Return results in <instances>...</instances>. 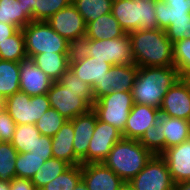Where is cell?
I'll use <instances>...</instances> for the list:
<instances>
[{"label":"cell","instance_id":"5bb4252c","mask_svg":"<svg viewBox=\"0 0 190 190\" xmlns=\"http://www.w3.org/2000/svg\"><path fill=\"white\" fill-rule=\"evenodd\" d=\"M112 66L103 60L84 55L77 47L74 48L70 59L72 72L81 81L89 84L92 90L100 84Z\"/></svg>","mask_w":190,"mask_h":190},{"label":"cell","instance_id":"74e56055","mask_svg":"<svg viewBox=\"0 0 190 190\" xmlns=\"http://www.w3.org/2000/svg\"><path fill=\"white\" fill-rule=\"evenodd\" d=\"M173 59L180 77L190 73V39H181L173 43Z\"/></svg>","mask_w":190,"mask_h":190},{"label":"cell","instance_id":"6da1fadb","mask_svg":"<svg viewBox=\"0 0 190 190\" xmlns=\"http://www.w3.org/2000/svg\"><path fill=\"white\" fill-rule=\"evenodd\" d=\"M134 64L138 67L174 66L173 43L163 29H138L129 33Z\"/></svg>","mask_w":190,"mask_h":190},{"label":"cell","instance_id":"4fadbf2b","mask_svg":"<svg viewBox=\"0 0 190 190\" xmlns=\"http://www.w3.org/2000/svg\"><path fill=\"white\" fill-rule=\"evenodd\" d=\"M122 138V133L114 126L97 119L87 151V164L102 163L112 147Z\"/></svg>","mask_w":190,"mask_h":190},{"label":"cell","instance_id":"4316f807","mask_svg":"<svg viewBox=\"0 0 190 190\" xmlns=\"http://www.w3.org/2000/svg\"><path fill=\"white\" fill-rule=\"evenodd\" d=\"M32 20L24 13L23 5L18 0H0V22L23 29Z\"/></svg>","mask_w":190,"mask_h":190},{"label":"cell","instance_id":"4dcf8cb0","mask_svg":"<svg viewBox=\"0 0 190 190\" xmlns=\"http://www.w3.org/2000/svg\"><path fill=\"white\" fill-rule=\"evenodd\" d=\"M51 158L53 156H37L30 152L18 153L15 162L16 177L32 179L45 161Z\"/></svg>","mask_w":190,"mask_h":190},{"label":"cell","instance_id":"f35d334b","mask_svg":"<svg viewBox=\"0 0 190 190\" xmlns=\"http://www.w3.org/2000/svg\"><path fill=\"white\" fill-rule=\"evenodd\" d=\"M59 82L73 91H81L92 103H94L93 90L89 84L81 81L69 68L60 78Z\"/></svg>","mask_w":190,"mask_h":190},{"label":"cell","instance_id":"f6af8a7d","mask_svg":"<svg viewBox=\"0 0 190 190\" xmlns=\"http://www.w3.org/2000/svg\"><path fill=\"white\" fill-rule=\"evenodd\" d=\"M24 8V13L33 21V11L35 10V0H18Z\"/></svg>","mask_w":190,"mask_h":190},{"label":"cell","instance_id":"f546056e","mask_svg":"<svg viewBox=\"0 0 190 190\" xmlns=\"http://www.w3.org/2000/svg\"><path fill=\"white\" fill-rule=\"evenodd\" d=\"M70 165L60 159L51 158L45 161L42 167L33 175L31 181L37 190L54 180L57 176L67 170Z\"/></svg>","mask_w":190,"mask_h":190},{"label":"cell","instance_id":"3957f363","mask_svg":"<svg viewBox=\"0 0 190 190\" xmlns=\"http://www.w3.org/2000/svg\"><path fill=\"white\" fill-rule=\"evenodd\" d=\"M153 156L138 140L122 137L102 163L124 182H130Z\"/></svg>","mask_w":190,"mask_h":190},{"label":"cell","instance_id":"60d3db41","mask_svg":"<svg viewBox=\"0 0 190 190\" xmlns=\"http://www.w3.org/2000/svg\"><path fill=\"white\" fill-rule=\"evenodd\" d=\"M16 125L9 113L3 108L0 111V141L10 142L13 138Z\"/></svg>","mask_w":190,"mask_h":190},{"label":"cell","instance_id":"9a60e30c","mask_svg":"<svg viewBox=\"0 0 190 190\" xmlns=\"http://www.w3.org/2000/svg\"><path fill=\"white\" fill-rule=\"evenodd\" d=\"M159 111L160 115L190 121V90L182 78L166 92Z\"/></svg>","mask_w":190,"mask_h":190},{"label":"cell","instance_id":"30bf717a","mask_svg":"<svg viewBox=\"0 0 190 190\" xmlns=\"http://www.w3.org/2000/svg\"><path fill=\"white\" fill-rule=\"evenodd\" d=\"M129 184L134 190H174L170 171L160 155H154Z\"/></svg>","mask_w":190,"mask_h":190},{"label":"cell","instance_id":"7c38bea8","mask_svg":"<svg viewBox=\"0 0 190 190\" xmlns=\"http://www.w3.org/2000/svg\"><path fill=\"white\" fill-rule=\"evenodd\" d=\"M138 68L135 64L113 65L100 84L93 89L94 101L113 91L132 92Z\"/></svg>","mask_w":190,"mask_h":190},{"label":"cell","instance_id":"cb8c5ba5","mask_svg":"<svg viewBox=\"0 0 190 190\" xmlns=\"http://www.w3.org/2000/svg\"><path fill=\"white\" fill-rule=\"evenodd\" d=\"M72 54L42 53L35 55L32 60L53 82L70 68Z\"/></svg>","mask_w":190,"mask_h":190},{"label":"cell","instance_id":"ba28073f","mask_svg":"<svg viewBox=\"0 0 190 190\" xmlns=\"http://www.w3.org/2000/svg\"><path fill=\"white\" fill-rule=\"evenodd\" d=\"M133 105L132 92L113 91L94 101L92 110L100 121L114 126L123 133Z\"/></svg>","mask_w":190,"mask_h":190},{"label":"cell","instance_id":"ac0fdd59","mask_svg":"<svg viewBox=\"0 0 190 190\" xmlns=\"http://www.w3.org/2000/svg\"><path fill=\"white\" fill-rule=\"evenodd\" d=\"M20 91L29 96L47 94L53 81L35 64L31 58L19 62Z\"/></svg>","mask_w":190,"mask_h":190},{"label":"cell","instance_id":"bcb514c9","mask_svg":"<svg viewBox=\"0 0 190 190\" xmlns=\"http://www.w3.org/2000/svg\"><path fill=\"white\" fill-rule=\"evenodd\" d=\"M174 190H190V181L174 184Z\"/></svg>","mask_w":190,"mask_h":190},{"label":"cell","instance_id":"ffe728a7","mask_svg":"<svg viewBox=\"0 0 190 190\" xmlns=\"http://www.w3.org/2000/svg\"><path fill=\"white\" fill-rule=\"evenodd\" d=\"M97 114L91 109L88 113L78 115L70 120L73 123V149L81 165L87 164V151L96 126Z\"/></svg>","mask_w":190,"mask_h":190},{"label":"cell","instance_id":"e575fe53","mask_svg":"<svg viewBox=\"0 0 190 190\" xmlns=\"http://www.w3.org/2000/svg\"><path fill=\"white\" fill-rule=\"evenodd\" d=\"M146 149L154 155H160L165 150V136L161 128V121L149 127L138 140Z\"/></svg>","mask_w":190,"mask_h":190},{"label":"cell","instance_id":"8d00e7d4","mask_svg":"<svg viewBox=\"0 0 190 190\" xmlns=\"http://www.w3.org/2000/svg\"><path fill=\"white\" fill-rule=\"evenodd\" d=\"M72 4V0H35L33 21H47L59 10Z\"/></svg>","mask_w":190,"mask_h":190},{"label":"cell","instance_id":"ee69618b","mask_svg":"<svg viewBox=\"0 0 190 190\" xmlns=\"http://www.w3.org/2000/svg\"><path fill=\"white\" fill-rule=\"evenodd\" d=\"M19 28L0 22V43H3L8 37L12 36Z\"/></svg>","mask_w":190,"mask_h":190},{"label":"cell","instance_id":"d6986e66","mask_svg":"<svg viewBox=\"0 0 190 190\" xmlns=\"http://www.w3.org/2000/svg\"><path fill=\"white\" fill-rule=\"evenodd\" d=\"M160 156L166 161L174 184L190 181V139L165 149Z\"/></svg>","mask_w":190,"mask_h":190},{"label":"cell","instance_id":"f1b7e54d","mask_svg":"<svg viewBox=\"0 0 190 190\" xmlns=\"http://www.w3.org/2000/svg\"><path fill=\"white\" fill-rule=\"evenodd\" d=\"M72 4L82 15L87 25L98 17L111 13L113 0H72Z\"/></svg>","mask_w":190,"mask_h":190},{"label":"cell","instance_id":"7dc6e473","mask_svg":"<svg viewBox=\"0 0 190 190\" xmlns=\"http://www.w3.org/2000/svg\"><path fill=\"white\" fill-rule=\"evenodd\" d=\"M74 190H88L86 184L81 180L74 188Z\"/></svg>","mask_w":190,"mask_h":190},{"label":"cell","instance_id":"8fae6325","mask_svg":"<svg viewBox=\"0 0 190 190\" xmlns=\"http://www.w3.org/2000/svg\"><path fill=\"white\" fill-rule=\"evenodd\" d=\"M47 23L74 47L86 37V22L73 4L56 12Z\"/></svg>","mask_w":190,"mask_h":190},{"label":"cell","instance_id":"d6a6232c","mask_svg":"<svg viewBox=\"0 0 190 190\" xmlns=\"http://www.w3.org/2000/svg\"><path fill=\"white\" fill-rule=\"evenodd\" d=\"M81 180V165H73L54 180L44 185L40 190H74Z\"/></svg>","mask_w":190,"mask_h":190},{"label":"cell","instance_id":"7a4b0ae2","mask_svg":"<svg viewBox=\"0 0 190 190\" xmlns=\"http://www.w3.org/2000/svg\"><path fill=\"white\" fill-rule=\"evenodd\" d=\"M174 66L139 67L132 88L134 104H143L160 109L166 92L180 79Z\"/></svg>","mask_w":190,"mask_h":190},{"label":"cell","instance_id":"44dd1931","mask_svg":"<svg viewBox=\"0 0 190 190\" xmlns=\"http://www.w3.org/2000/svg\"><path fill=\"white\" fill-rule=\"evenodd\" d=\"M73 123L67 120L58 132L52 137V156L67 162L70 166L81 165L73 149Z\"/></svg>","mask_w":190,"mask_h":190},{"label":"cell","instance_id":"681fc988","mask_svg":"<svg viewBox=\"0 0 190 190\" xmlns=\"http://www.w3.org/2000/svg\"><path fill=\"white\" fill-rule=\"evenodd\" d=\"M118 190H134L129 182H124Z\"/></svg>","mask_w":190,"mask_h":190},{"label":"cell","instance_id":"7bdbcfd3","mask_svg":"<svg viewBox=\"0 0 190 190\" xmlns=\"http://www.w3.org/2000/svg\"><path fill=\"white\" fill-rule=\"evenodd\" d=\"M10 190H37L31 179L14 177L10 181Z\"/></svg>","mask_w":190,"mask_h":190},{"label":"cell","instance_id":"b9f144b4","mask_svg":"<svg viewBox=\"0 0 190 190\" xmlns=\"http://www.w3.org/2000/svg\"><path fill=\"white\" fill-rule=\"evenodd\" d=\"M32 155L52 156V137L41 135L37 137L34 148L29 150Z\"/></svg>","mask_w":190,"mask_h":190},{"label":"cell","instance_id":"2e32d148","mask_svg":"<svg viewBox=\"0 0 190 190\" xmlns=\"http://www.w3.org/2000/svg\"><path fill=\"white\" fill-rule=\"evenodd\" d=\"M159 117V109L148 105L134 104L129 113L122 137L139 140L149 127L157 123Z\"/></svg>","mask_w":190,"mask_h":190},{"label":"cell","instance_id":"ab89813d","mask_svg":"<svg viewBox=\"0 0 190 190\" xmlns=\"http://www.w3.org/2000/svg\"><path fill=\"white\" fill-rule=\"evenodd\" d=\"M165 32L172 43L181 39H190V15L187 18L173 19V23L165 29Z\"/></svg>","mask_w":190,"mask_h":190},{"label":"cell","instance_id":"d590c367","mask_svg":"<svg viewBox=\"0 0 190 190\" xmlns=\"http://www.w3.org/2000/svg\"><path fill=\"white\" fill-rule=\"evenodd\" d=\"M66 121L57 110L50 108L35 123V126L41 135L53 137Z\"/></svg>","mask_w":190,"mask_h":190},{"label":"cell","instance_id":"816d5d0a","mask_svg":"<svg viewBox=\"0 0 190 190\" xmlns=\"http://www.w3.org/2000/svg\"><path fill=\"white\" fill-rule=\"evenodd\" d=\"M4 108V99L0 97V111Z\"/></svg>","mask_w":190,"mask_h":190},{"label":"cell","instance_id":"52a82bcc","mask_svg":"<svg viewBox=\"0 0 190 190\" xmlns=\"http://www.w3.org/2000/svg\"><path fill=\"white\" fill-rule=\"evenodd\" d=\"M50 108L47 94L29 96L18 91L4 99V109L17 125H35Z\"/></svg>","mask_w":190,"mask_h":190},{"label":"cell","instance_id":"c3c4849f","mask_svg":"<svg viewBox=\"0 0 190 190\" xmlns=\"http://www.w3.org/2000/svg\"><path fill=\"white\" fill-rule=\"evenodd\" d=\"M0 190H10V182L0 181Z\"/></svg>","mask_w":190,"mask_h":190},{"label":"cell","instance_id":"277c9868","mask_svg":"<svg viewBox=\"0 0 190 190\" xmlns=\"http://www.w3.org/2000/svg\"><path fill=\"white\" fill-rule=\"evenodd\" d=\"M28 58L42 53L72 54L74 46L55 32L47 21H31L22 29Z\"/></svg>","mask_w":190,"mask_h":190},{"label":"cell","instance_id":"83f0119b","mask_svg":"<svg viewBox=\"0 0 190 190\" xmlns=\"http://www.w3.org/2000/svg\"><path fill=\"white\" fill-rule=\"evenodd\" d=\"M28 58L22 29H18L12 36L0 43V59L20 62Z\"/></svg>","mask_w":190,"mask_h":190},{"label":"cell","instance_id":"484cf974","mask_svg":"<svg viewBox=\"0 0 190 190\" xmlns=\"http://www.w3.org/2000/svg\"><path fill=\"white\" fill-rule=\"evenodd\" d=\"M20 91L19 62L0 59V97H7Z\"/></svg>","mask_w":190,"mask_h":190},{"label":"cell","instance_id":"f907efd6","mask_svg":"<svg viewBox=\"0 0 190 190\" xmlns=\"http://www.w3.org/2000/svg\"><path fill=\"white\" fill-rule=\"evenodd\" d=\"M181 78L188 85L189 90H190V73H187V74L183 75Z\"/></svg>","mask_w":190,"mask_h":190},{"label":"cell","instance_id":"d4e9b609","mask_svg":"<svg viewBox=\"0 0 190 190\" xmlns=\"http://www.w3.org/2000/svg\"><path fill=\"white\" fill-rule=\"evenodd\" d=\"M161 128L165 136V149L190 139V121L160 115Z\"/></svg>","mask_w":190,"mask_h":190},{"label":"cell","instance_id":"8992f818","mask_svg":"<svg viewBox=\"0 0 190 190\" xmlns=\"http://www.w3.org/2000/svg\"><path fill=\"white\" fill-rule=\"evenodd\" d=\"M77 48L84 55L103 60L111 65L134 64L128 33L111 40L85 38Z\"/></svg>","mask_w":190,"mask_h":190},{"label":"cell","instance_id":"836d02e7","mask_svg":"<svg viewBox=\"0 0 190 190\" xmlns=\"http://www.w3.org/2000/svg\"><path fill=\"white\" fill-rule=\"evenodd\" d=\"M18 152L11 142L0 141V181L10 182L16 177L15 162Z\"/></svg>","mask_w":190,"mask_h":190},{"label":"cell","instance_id":"9c48e42d","mask_svg":"<svg viewBox=\"0 0 190 190\" xmlns=\"http://www.w3.org/2000/svg\"><path fill=\"white\" fill-rule=\"evenodd\" d=\"M47 96L51 108L57 110L66 120L88 113L93 103L81 93L64 87L59 81L53 82Z\"/></svg>","mask_w":190,"mask_h":190},{"label":"cell","instance_id":"7402d4cb","mask_svg":"<svg viewBox=\"0 0 190 190\" xmlns=\"http://www.w3.org/2000/svg\"><path fill=\"white\" fill-rule=\"evenodd\" d=\"M155 13L159 29H167L173 19L190 15V0H156Z\"/></svg>","mask_w":190,"mask_h":190},{"label":"cell","instance_id":"603a6c76","mask_svg":"<svg viewBox=\"0 0 190 190\" xmlns=\"http://www.w3.org/2000/svg\"><path fill=\"white\" fill-rule=\"evenodd\" d=\"M126 32L122 29L112 13L104 14L86 26V39L111 40L122 37Z\"/></svg>","mask_w":190,"mask_h":190},{"label":"cell","instance_id":"e0dca14e","mask_svg":"<svg viewBox=\"0 0 190 190\" xmlns=\"http://www.w3.org/2000/svg\"><path fill=\"white\" fill-rule=\"evenodd\" d=\"M82 180L88 190H118L124 181L103 163L81 165Z\"/></svg>","mask_w":190,"mask_h":190},{"label":"cell","instance_id":"5b68a950","mask_svg":"<svg viewBox=\"0 0 190 190\" xmlns=\"http://www.w3.org/2000/svg\"><path fill=\"white\" fill-rule=\"evenodd\" d=\"M156 0H113L112 15L126 33L138 29H158Z\"/></svg>","mask_w":190,"mask_h":190},{"label":"cell","instance_id":"1f68e13d","mask_svg":"<svg viewBox=\"0 0 190 190\" xmlns=\"http://www.w3.org/2000/svg\"><path fill=\"white\" fill-rule=\"evenodd\" d=\"M40 136L41 133L33 124L16 125L13 138L10 142L18 153H26L34 148L37 137Z\"/></svg>","mask_w":190,"mask_h":190}]
</instances>
